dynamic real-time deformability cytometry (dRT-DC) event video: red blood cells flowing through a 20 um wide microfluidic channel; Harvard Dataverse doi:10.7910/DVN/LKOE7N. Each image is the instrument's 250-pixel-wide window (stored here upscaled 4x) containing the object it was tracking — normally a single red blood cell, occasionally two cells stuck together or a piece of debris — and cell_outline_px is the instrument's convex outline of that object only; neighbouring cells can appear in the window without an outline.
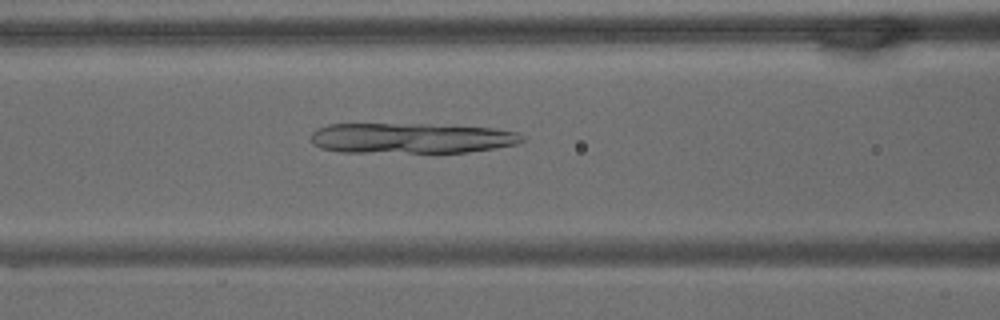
{"species": "common noctule bat (a hibernating species)", "species_latin": "Nyctalus noctula", "temperature_condition": "warm", "stored_images_in_passage": 64, "camera_frame_rate_fps": 3000, "um_per_image_px": 0.085, "animal": {"sex": "male", "body_mass_g": 15.6}, "frame": {"image": 1, "passage_image": 26, "time_ms": 8.333, "image_size_px": [1000, 320], "cell_outline_px": [[524, 140], [516, 144], [496, 148], [468, 152], [340, 152], [320, 148], [312, 144], [308, 136], [316, 128], [328, 124], [428, 124], [496, 128], [520, 132], [524, 136]], "centroid_in_image_um": [34.94, 11.74], "position_along_channel_um": 131.7, "area_um2": 37.92}}
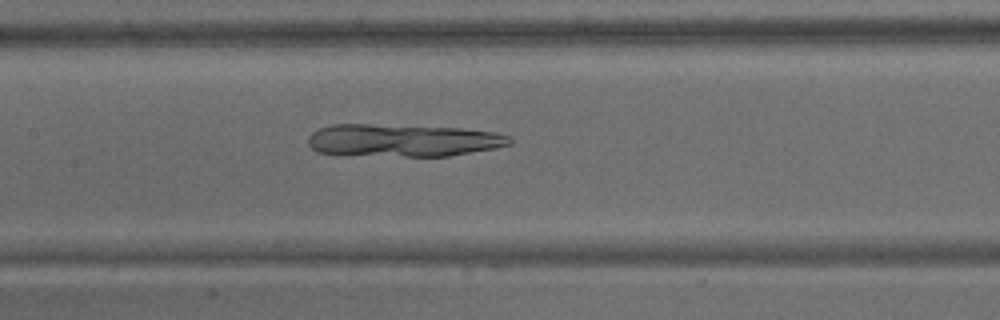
{"frame": {"image": 2, "passage_image": 30, "time_ms": 9.667, "image_size_px": [1000, 320], "cell_outline_px": [[516, 140], [512, 144], [496, 148], [448, 156], [404, 156], [316, 152], [308, 144], [308, 136], [312, 132], [320, 128], [332, 124], [372, 124], [460, 128], [496, 132], [508, 136]], "centroid_in_image_um": [34.3, 11.92], "position_along_channel_um": 173.1, "area_um2": 38.09}}